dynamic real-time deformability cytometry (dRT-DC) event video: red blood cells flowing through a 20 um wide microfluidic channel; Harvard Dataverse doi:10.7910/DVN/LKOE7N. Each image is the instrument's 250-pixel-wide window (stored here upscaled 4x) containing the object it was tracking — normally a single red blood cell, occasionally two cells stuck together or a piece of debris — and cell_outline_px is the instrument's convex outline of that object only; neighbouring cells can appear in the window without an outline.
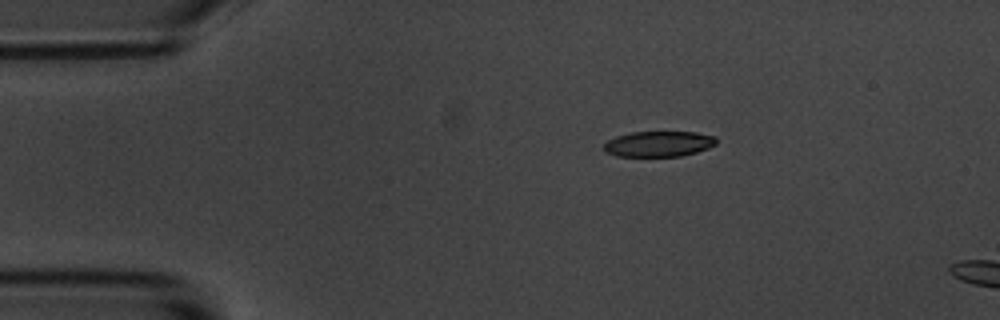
{"species": "common noctule bat (a hibernating species)", "species_latin": "Nyctalus noctula", "temperature_condition": "room temperature", "stored_images_in_passage": 2, "camera_frame_rate_fps": 3000, "um_per_image_px": 0.085, "animal": {"sex": "male", "body_mass_g": 20.1, "forearm_length_mm": 53.5}, "frame": {"image": 1, "passage_image": 1, "time_ms": 0.0, "image_size_px": [1000, 320], "cell_outline_px": [[716, 144], [708, 148], [696, 152], [680, 156], [616, 156], [604, 152], [604, 144], [608, 140], [616, 136], [632, 132], [696, 132], [716, 136]], "centroid_in_image_um": [55.98, 12.23], "position_along_channel_um": 29.0, "area_um2": 16.76}}